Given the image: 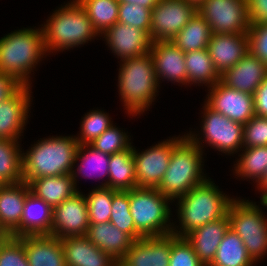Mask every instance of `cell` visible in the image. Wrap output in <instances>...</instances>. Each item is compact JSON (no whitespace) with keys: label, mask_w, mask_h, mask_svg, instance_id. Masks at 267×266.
<instances>
[{"label":"cell","mask_w":267,"mask_h":266,"mask_svg":"<svg viewBox=\"0 0 267 266\" xmlns=\"http://www.w3.org/2000/svg\"><path fill=\"white\" fill-rule=\"evenodd\" d=\"M227 216L229 228L242 239L249 256L257 263L267 253V218L261 207L249 200L235 199Z\"/></svg>","instance_id":"ba28073f"},{"label":"cell","mask_w":267,"mask_h":266,"mask_svg":"<svg viewBox=\"0 0 267 266\" xmlns=\"http://www.w3.org/2000/svg\"><path fill=\"white\" fill-rule=\"evenodd\" d=\"M149 53L152 56L156 78L187 85L185 53L172 41L152 42ZM161 78V79H160Z\"/></svg>","instance_id":"ac0fdd59"},{"label":"cell","mask_w":267,"mask_h":266,"mask_svg":"<svg viewBox=\"0 0 267 266\" xmlns=\"http://www.w3.org/2000/svg\"><path fill=\"white\" fill-rule=\"evenodd\" d=\"M117 191L109 187H96L85 196L90 224L109 222L113 195Z\"/></svg>","instance_id":"8d00e7d4"},{"label":"cell","mask_w":267,"mask_h":266,"mask_svg":"<svg viewBox=\"0 0 267 266\" xmlns=\"http://www.w3.org/2000/svg\"><path fill=\"white\" fill-rule=\"evenodd\" d=\"M30 89L23 85L13 96L0 102V139H21L31 106Z\"/></svg>","instance_id":"2e32d148"},{"label":"cell","mask_w":267,"mask_h":266,"mask_svg":"<svg viewBox=\"0 0 267 266\" xmlns=\"http://www.w3.org/2000/svg\"><path fill=\"white\" fill-rule=\"evenodd\" d=\"M187 84H205L208 88L220 81L221 75L216 70L208 49L185 53Z\"/></svg>","instance_id":"f546056e"},{"label":"cell","mask_w":267,"mask_h":266,"mask_svg":"<svg viewBox=\"0 0 267 266\" xmlns=\"http://www.w3.org/2000/svg\"><path fill=\"white\" fill-rule=\"evenodd\" d=\"M253 99L255 115L267 117V78L257 87Z\"/></svg>","instance_id":"7dc6e473"},{"label":"cell","mask_w":267,"mask_h":266,"mask_svg":"<svg viewBox=\"0 0 267 266\" xmlns=\"http://www.w3.org/2000/svg\"><path fill=\"white\" fill-rule=\"evenodd\" d=\"M4 185V183L0 180V187H2Z\"/></svg>","instance_id":"11a10c76"},{"label":"cell","mask_w":267,"mask_h":266,"mask_svg":"<svg viewBox=\"0 0 267 266\" xmlns=\"http://www.w3.org/2000/svg\"><path fill=\"white\" fill-rule=\"evenodd\" d=\"M208 52L220 75L235 66L249 52L247 33H212Z\"/></svg>","instance_id":"e0dca14e"},{"label":"cell","mask_w":267,"mask_h":266,"mask_svg":"<svg viewBox=\"0 0 267 266\" xmlns=\"http://www.w3.org/2000/svg\"><path fill=\"white\" fill-rule=\"evenodd\" d=\"M249 52L267 65V23L250 24Z\"/></svg>","instance_id":"ee69618b"},{"label":"cell","mask_w":267,"mask_h":266,"mask_svg":"<svg viewBox=\"0 0 267 266\" xmlns=\"http://www.w3.org/2000/svg\"><path fill=\"white\" fill-rule=\"evenodd\" d=\"M47 54L42 29L15 30L0 39V72L31 86V71Z\"/></svg>","instance_id":"8992f818"},{"label":"cell","mask_w":267,"mask_h":266,"mask_svg":"<svg viewBox=\"0 0 267 266\" xmlns=\"http://www.w3.org/2000/svg\"><path fill=\"white\" fill-rule=\"evenodd\" d=\"M239 156L237 164H234L236 176L253 179L258 184L267 171V146L244 148Z\"/></svg>","instance_id":"836d02e7"},{"label":"cell","mask_w":267,"mask_h":266,"mask_svg":"<svg viewBox=\"0 0 267 266\" xmlns=\"http://www.w3.org/2000/svg\"><path fill=\"white\" fill-rule=\"evenodd\" d=\"M22 86L12 75L0 72V102L13 96Z\"/></svg>","instance_id":"bcb514c9"},{"label":"cell","mask_w":267,"mask_h":266,"mask_svg":"<svg viewBox=\"0 0 267 266\" xmlns=\"http://www.w3.org/2000/svg\"><path fill=\"white\" fill-rule=\"evenodd\" d=\"M171 234L134 241L122 259L129 266H169Z\"/></svg>","instance_id":"d6986e66"},{"label":"cell","mask_w":267,"mask_h":266,"mask_svg":"<svg viewBox=\"0 0 267 266\" xmlns=\"http://www.w3.org/2000/svg\"><path fill=\"white\" fill-rule=\"evenodd\" d=\"M11 237V234L7 231H0V248Z\"/></svg>","instance_id":"f907efd6"},{"label":"cell","mask_w":267,"mask_h":266,"mask_svg":"<svg viewBox=\"0 0 267 266\" xmlns=\"http://www.w3.org/2000/svg\"><path fill=\"white\" fill-rule=\"evenodd\" d=\"M27 182L4 184L0 187V227L12 233L21 223L27 195L30 193Z\"/></svg>","instance_id":"d4e9b609"},{"label":"cell","mask_w":267,"mask_h":266,"mask_svg":"<svg viewBox=\"0 0 267 266\" xmlns=\"http://www.w3.org/2000/svg\"><path fill=\"white\" fill-rule=\"evenodd\" d=\"M52 215L53 208L30 192L25 200L21 223L11 236L51 235Z\"/></svg>","instance_id":"603a6c76"},{"label":"cell","mask_w":267,"mask_h":266,"mask_svg":"<svg viewBox=\"0 0 267 266\" xmlns=\"http://www.w3.org/2000/svg\"><path fill=\"white\" fill-rule=\"evenodd\" d=\"M184 137H172L138 152L133 147L137 187L157 188L166 172L173 147Z\"/></svg>","instance_id":"8fae6325"},{"label":"cell","mask_w":267,"mask_h":266,"mask_svg":"<svg viewBox=\"0 0 267 266\" xmlns=\"http://www.w3.org/2000/svg\"><path fill=\"white\" fill-rule=\"evenodd\" d=\"M169 266H204L185 237L171 233Z\"/></svg>","instance_id":"ab89813d"},{"label":"cell","mask_w":267,"mask_h":266,"mask_svg":"<svg viewBox=\"0 0 267 266\" xmlns=\"http://www.w3.org/2000/svg\"><path fill=\"white\" fill-rule=\"evenodd\" d=\"M130 140L123 130L111 125L89 145L95 150L112 155L129 149L132 146Z\"/></svg>","instance_id":"f35d334b"},{"label":"cell","mask_w":267,"mask_h":266,"mask_svg":"<svg viewBox=\"0 0 267 266\" xmlns=\"http://www.w3.org/2000/svg\"><path fill=\"white\" fill-rule=\"evenodd\" d=\"M197 12L214 34L249 31L247 0H207Z\"/></svg>","instance_id":"9c48e42d"},{"label":"cell","mask_w":267,"mask_h":266,"mask_svg":"<svg viewBox=\"0 0 267 266\" xmlns=\"http://www.w3.org/2000/svg\"><path fill=\"white\" fill-rule=\"evenodd\" d=\"M82 119L80 136L75 137L80 145H89L113 125L111 117L101 110H91Z\"/></svg>","instance_id":"74e56055"},{"label":"cell","mask_w":267,"mask_h":266,"mask_svg":"<svg viewBox=\"0 0 267 266\" xmlns=\"http://www.w3.org/2000/svg\"><path fill=\"white\" fill-rule=\"evenodd\" d=\"M130 212L136 230L143 237L163 236L172 233L169 198L157 188L136 187L129 190Z\"/></svg>","instance_id":"52a82bcc"},{"label":"cell","mask_w":267,"mask_h":266,"mask_svg":"<svg viewBox=\"0 0 267 266\" xmlns=\"http://www.w3.org/2000/svg\"><path fill=\"white\" fill-rule=\"evenodd\" d=\"M24 244L29 266H66L61 239L50 234L18 237Z\"/></svg>","instance_id":"44dd1931"},{"label":"cell","mask_w":267,"mask_h":266,"mask_svg":"<svg viewBox=\"0 0 267 266\" xmlns=\"http://www.w3.org/2000/svg\"><path fill=\"white\" fill-rule=\"evenodd\" d=\"M42 26L47 53L78 47L99 35L77 0L55 10Z\"/></svg>","instance_id":"5b68a950"},{"label":"cell","mask_w":267,"mask_h":266,"mask_svg":"<svg viewBox=\"0 0 267 266\" xmlns=\"http://www.w3.org/2000/svg\"><path fill=\"white\" fill-rule=\"evenodd\" d=\"M0 266H29L23 242L10 237L0 248Z\"/></svg>","instance_id":"7bdbcfd3"},{"label":"cell","mask_w":267,"mask_h":266,"mask_svg":"<svg viewBox=\"0 0 267 266\" xmlns=\"http://www.w3.org/2000/svg\"><path fill=\"white\" fill-rule=\"evenodd\" d=\"M256 186H258V190L260 189L262 193L267 189V171L262 180L256 184Z\"/></svg>","instance_id":"681fc988"},{"label":"cell","mask_w":267,"mask_h":266,"mask_svg":"<svg viewBox=\"0 0 267 266\" xmlns=\"http://www.w3.org/2000/svg\"><path fill=\"white\" fill-rule=\"evenodd\" d=\"M109 222L128 234L134 241L143 238V236L136 230L130 212L129 190L117 191L113 195Z\"/></svg>","instance_id":"d590c367"},{"label":"cell","mask_w":267,"mask_h":266,"mask_svg":"<svg viewBox=\"0 0 267 266\" xmlns=\"http://www.w3.org/2000/svg\"><path fill=\"white\" fill-rule=\"evenodd\" d=\"M80 159V163L78 166V168H76L75 170L73 169L71 172V176L73 178L74 184L75 186H77V178H78V174H82L84 177H90L91 174H95L97 175L98 173V177L99 179L102 176H106L109 177V160H110V155L107 153H103L101 151L95 150L93 147H91L90 145H80L78 147V151L76 154V158L74 161V166L76 162H79L78 160ZM88 168L90 169L89 171H93L91 174L87 171ZM76 170L79 172H76ZM78 173V174H76ZM89 173V174H88ZM77 177V178H76ZM95 177V176H94Z\"/></svg>","instance_id":"e575fe53"},{"label":"cell","mask_w":267,"mask_h":266,"mask_svg":"<svg viewBox=\"0 0 267 266\" xmlns=\"http://www.w3.org/2000/svg\"><path fill=\"white\" fill-rule=\"evenodd\" d=\"M242 239L229 228L220 242L210 266H253Z\"/></svg>","instance_id":"4dcf8cb0"},{"label":"cell","mask_w":267,"mask_h":266,"mask_svg":"<svg viewBox=\"0 0 267 266\" xmlns=\"http://www.w3.org/2000/svg\"><path fill=\"white\" fill-rule=\"evenodd\" d=\"M267 146V117L254 115L244 124L243 148Z\"/></svg>","instance_id":"b9f144b4"},{"label":"cell","mask_w":267,"mask_h":266,"mask_svg":"<svg viewBox=\"0 0 267 266\" xmlns=\"http://www.w3.org/2000/svg\"><path fill=\"white\" fill-rule=\"evenodd\" d=\"M86 237L114 260L124 258L134 240L111 222L89 224Z\"/></svg>","instance_id":"484cf974"},{"label":"cell","mask_w":267,"mask_h":266,"mask_svg":"<svg viewBox=\"0 0 267 266\" xmlns=\"http://www.w3.org/2000/svg\"><path fill=\"white\" fill-rule=\"evenodd\" d=\"M249 23H267V0H247Z\"/></svg>","instance_id":"f6af8a7d"},{"label":"cell","mask_w":267,"mask_h":266,"mask_svg":"<svg viewBox=\"0 0 267 266\" xmlns=\"http://www.w3.org/2000/svg\"><path fill=\"white\" fill-rule=\"evenodd\" d=\"M28 184L31 193L42 199L52 208L79 191L74 184L71 174L36 178Z\"/></svg>","instance_id":"4316f807"},{"label":"cell","mask_w":267,"mask_h":266,"mask_svg":"<svg viewBox=\"0 0 267 266\" xmlns=\"http://www.w3.org/2000/svg\"><path fill=\"white\" fill-rule=\"evenodd\" d=\"M108 181L97 187H109L118 191H127L137 187L133 146L110 155Z\"/></svg>","instance_id":"83f0119b"},{"label":"cell","mask_w":267,"mask_h":266,"mask_svg":"<svg viewBox=\"0 0 267 266\" xmlns=\"http://www.w3.org/2000/svg\"><path fill=\"white\" fill-rule=\"evenodd\" d=\"M212 31L205 19L196 12L190 21L170 40L182 52L207 49Z\"/></svg>","instance_id":"f1b7e54d"},{"label":"cell","mask_w":267,"mask_h":266,"mask_svg":"<svg viewBox=\"0 0 267 266\" xmlns=\"http://www.w3.org/2000/svg\"><path fill=\"white\" fill-rule=\"evenodd\" d=\"M102 35L120 61L149 53L153 42L147 32L120 22H116Z\"/></svg>","instance_id":"9a60e30c"},{"label":"cell","mask_w":267,"mask_h":266,"mask_svg":"<svg viewBox=\"0 0 267 266\" xmlns=\"http://www.w3.org/2000/svg\"><path fill=\"white\" fill-rule=\"evenodd\" d=\"M208 91L205 104L213 111L243 125L255 115L252 94L227 87L221 81L215 83Z\"/></svg>","instance_id":"5bb4252c"},{"label":"cell","mask_w":267,"mask_h":266,"mask_svg":"<svg viewBox=\"0 0 267 266\" xmlns=\"http://www.w3.org/2000/svg\"><path fill=\"white\" fill-rule=\"evenodd\" d=\"M260 204L263 207L267 208V189L262 193L261 198H260Z\"/></svg>","instance_id":"f5cc1de1"},{"label":"cell","mask_w":267,"mask_h":266,"mask_svg":"<svg viewBox=\"0 0 267 266\" xmlns=\"http://www.w3.org/2000/svg\"><path fill=\"white\" fill-rule=\"evenodd\" d=\"M118 22L134 26L150 35L151 10L129 3H119Z\"/></svg>","instance_id":"60d3db41"},{"label":"cell","mask_w":267,"mask_h":266,"mask_svg":"<svg viewBox=\"0 0 267 266\" xmlns=\"http://www.w3.org/2000/svg\"><path fill=\"white\" fill-rule=\"evenodd\" d=\"M228 229L229 218L226 215L194 229L185 236L204 266H210L213 262L218 246Z\"/></svg>","instance_id":"7402d4cb"},{"label":"cell","mask_w":267,"mask_h":266,"mask_svg":"<svg viewBox=\"0 0 267 266\" xmlns=\"http://www.w3.org/2000/svg\"><path fill=\"white\" fill-rule=\"evenodd\" d=\"M19 141L0 139V180L4 184L24 181L22 151Z\"/></svg>","instance_id":"1f68e13d"},{"label":"cell","mask_w":267,"mask_h":266,"mask_svg":"<svg viewBox=\"0 0 267 266\" xmlns=\"http://www.w3.org/2000/svg\"><path fill=\"white\" fill-rule=\"evenodd\" d=\"M158 2L159 0H119V3H129L132 5L134 4L150 9L151 11L157 5Z\"/></svg>","instance_id":"c3c4849f"},{"label":"cell","mask_w":267,"mask_h":266,"mask_svg":"<svg viewBox=\"0 0 267 266\" xmlns=\"http://www.w3.org/2000/svg\"><path fill=\"white\" fill-rule=\"evenodd\" d=\"M101 36L118 22L119 0H77Z\"/></svg>","instance_id":"d6a6232c"},{"label":"cell","mask_w":267,"mask_h":266,"mask_svg":"<svg viewBox=\"0 0 267 266\" xmlns=\"http://www.w3.org/2000/svg\"><path fill=\"white\" fill-rule=\"evenodd\" d=\"M196 12L186 0H159L151 11V40L170 41Z\"/></svg>","instance_id":"7c38bea8"},{"label":"cell","mask_w":267,"mask_h":266,"mask_svg":"<svg viewBox=\"0 0 267 266\" xmlns=\"http://www.w3.org/2000/svg\"><path fill=\"white\" fill-rule=\"evenodd\" d=\"M89 224L86 197L78 191L53 208L51 235L59 239L86 236Z\"/></svg>","instance_id":"4fadbf2b"},{"label":"cell","mask_w":267,"mask_h":266,"mask_svg":"<svg viewBox=\"0 0 267 266\" xmlns=\"http://www.w3.org/2000/svg\"><path fill=\"white\" fill-rule=\"evenodd\" d=\"M113 266H129V265L126 264V263L121 259V260H115Z\"/></svg>","instance_id":"db71d44e"},{"label":"cell","mask_w":267,"mask_h":266,"mask_svg":"<svg viewBox=\"0 0 267 266\" xmlns=\"http://www.w3.org/2000/svg\"><path fill=\"white\" fill-rule=\"evenodd\" d=\"M236 198L223 194L216 184L207 179L200 185L192 188L187 194L178 198V228L173 226L172 234L185 237L194 229L223 218L227 215L230 204Z\"/></svg>","instance_id":"7a4b0ae2"},{"label":"cell","mask_w":267,"mask_h":266,"mask_svg":"<svg viewBox=\"0 0 267 266\" xmlns=\"http://www.w3.org/2000/svg\"><path fill=\"white\" fill-rule=\"evenodd\" d=\"M190 132L173 147L169 166L158 191L172 201L187 194L192 188L207 180L202 172L204 163L202 136ZM202 142H201V141ZM202 145V146H201Z\"/></svg>","instance_id":"6da1fadb"},{"label":"cell","mask_w":267,"mask_h":266,"mask_svg":"<svg viewBox=\"0 0 267 266\" xmlns=\"http://www.w3.org/2000/svg\"><path fill=\"white\" fill-rule=\"evenodd\" d=\"M201 133L206 143L224 154H233L243 148L244 125L217 113L204 103Z\"/></svg>","instance_id":"30bf717a"},{"label":"cell","mask_w":267,"mask_h":266,"mask_svg":"<svg viewBox=\"0 0 267 266\" xmlns=\"http://www.w3.org/2000/svg\"><path fill=\"white\" fill-rule=\"evenodd\" d=\"M66 266H113L115 260L86 236L61 239Z\"/></svg>","instance_id":"cb8c5ba5"},{"label":"cell","mask_w":267,"mask_h":266,"mask_svg":"<svg viewBox=\"0 0 267 266\" xmlns=\"http://www.w3.org/2000/svg\"><path fill=\"white\" fill-rule=\"evenodd\" d=\"M267 78V65L248 52L242 59L222 75L220 81L227 87L254 94Z\"/></svg>","instance_id":"ffe728a7"},{"label":"cell","mask_w":267,"mask_h":266,"mask_svg":"<svg viewBox=\"0 0 267 266\" xmlns=\"http://www.w3.org/2000/svg\"><path fill=\"white\" fill-rule=\"evenodd\" d=\"M118 87L128 115L144 113L156 99L159 82L150 53L120 62Z\"/></svg>","instance_id":"277c9868"},{"label":"cell","mask_w":267,"mask_h":266,"mask_svg":"<svg viewBox=\"0 0 267 266\" xmlns=\"http://www.w3.org/2000/svg\"><path fill=\"white\" fill-rule=\"evenodd\" d=\"M79 146L75 136L38 140L26 153H22L24 182L71 174Z\"/></svg>","instance_id":"3957f363"},{"label":"cell","mask_w":267,"mask_h":266,"mask_svg":"<svg viewBox=\"0 0 267 266\" xmlns=\"http://www.w3.org/2000/svg\"><path fill=\"white\" fill-rule=\"evenodd\" d=\"M186 1L198 10L207 0H186Z\"/></svg>","instance_id":"816d5d0a"}]
</instances>
